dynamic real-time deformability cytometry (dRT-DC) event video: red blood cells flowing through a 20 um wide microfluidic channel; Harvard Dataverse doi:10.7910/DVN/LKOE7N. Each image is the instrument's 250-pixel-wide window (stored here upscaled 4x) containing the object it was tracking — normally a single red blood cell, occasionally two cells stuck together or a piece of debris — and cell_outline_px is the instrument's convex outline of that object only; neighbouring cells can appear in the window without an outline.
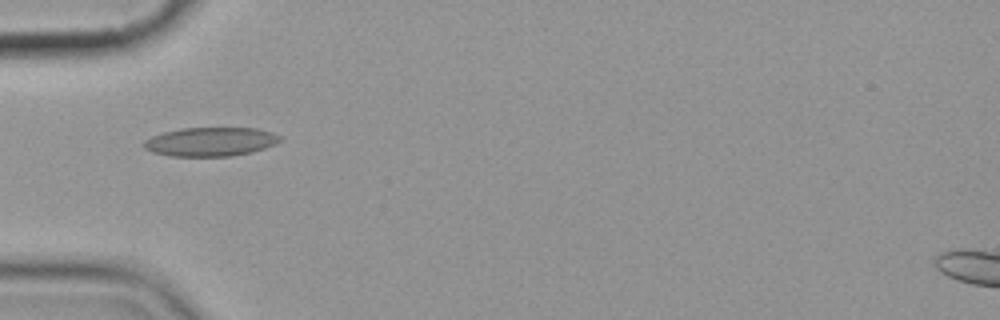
{"species": "common noctule bat (a hibernating species)", "species_latin": "Nyctalus noctula", "temperature_condition": "cold", "stored_images_in_passage": 8, "camera_frame_rate_fps": 3000, "um_per_image_px": 0.085, "animal": {"sex": "female", "body_mass_g": 19.9}, "frame": {"image": 1, "passage_image": 2, "time_ms": 1.0, "image_size_px": [1000, 320], "cell_outline_px": [[284, 136], [276, 144], [252, 152], [232, 156], [168, 156], [152, 152], [144, 148], [140, 144], [144, 140], [152, 136], [164, 132], [180, 128], [256, 128], [272, 132]], "centroid_in_image_um": [17.89, 12.05], "position_along_channel_um": 67.1, "area_um2": 23.18}}
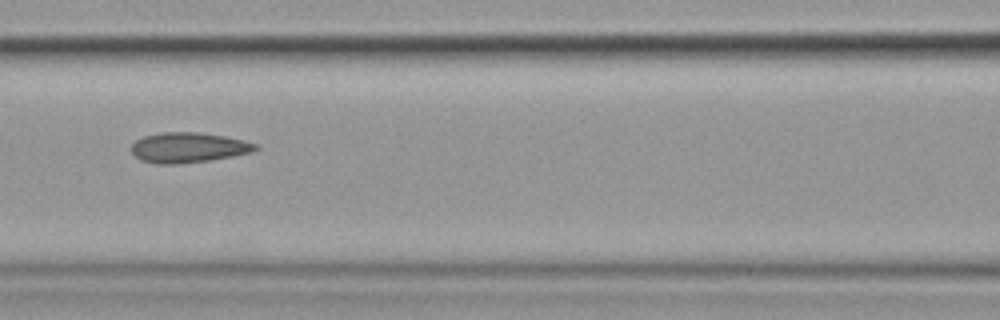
{"frame": {"image": 2, "passage_image": 4, "time_ms": 3.333, "image_size_px": [1000, 320], "cell_outline_px": [[260, 148], [252, 152], [232, 156], [208, 160], [176, 164], [156, 164], [140, 160], [132, 152], [132, 144], [136, 140], [144, 136], [160, 132], [200, 132], [224, 136], [244, 140], [256, 144]], "centroid_in_image_um": [16.0, 12.53], "position_along_channel_um": 150.6, "area_um2": 21.79}}
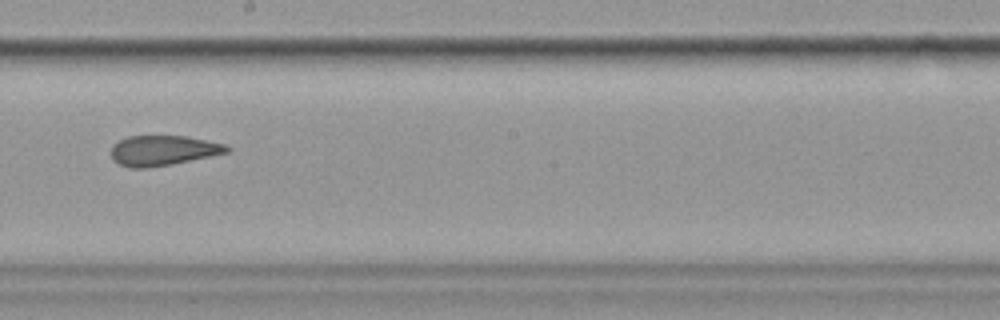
{"frame": {"image": 3, "passage_image": 6, "time_ms": 5.667, "image_size_px": [1000, 320], "cell_outline_px": [[232, 148], [228, 152], [172, 164], [144, 168], [128, 168], [112, 160], [112, 144], [128, 136], [188, 136], [224, 144]], "centroid_in_image_um": [13.84, 12.79], "position_along_channel_um": 234.4, "area_um2": 20.23}}